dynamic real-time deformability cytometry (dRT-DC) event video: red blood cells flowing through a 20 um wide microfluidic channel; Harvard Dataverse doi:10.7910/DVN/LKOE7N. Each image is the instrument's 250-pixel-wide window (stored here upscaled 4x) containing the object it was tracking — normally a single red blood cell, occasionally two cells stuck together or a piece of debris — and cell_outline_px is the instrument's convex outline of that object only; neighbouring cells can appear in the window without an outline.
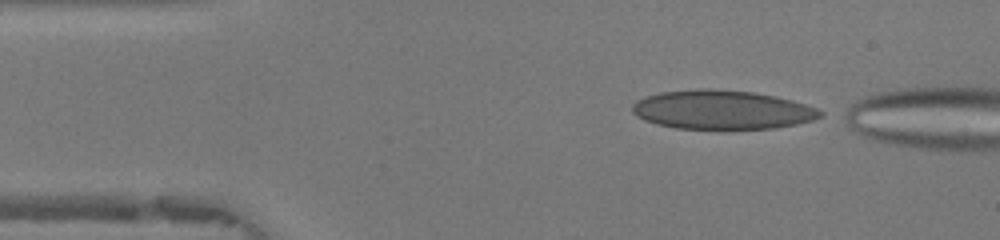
{"species": "human", "species_latin": "Homo sapiens", "temperature_condition": "warm", "stored_images_in_passage": 8, "camera_frame_rate_fps": 3000, "um_per_image_px": 0.085, "donor": {"sex": "female"}, "frame": {"image": 1, "passage_image": 1, "time_ms": 0.0, "image_size_px": [1000, 240], "cell_outline_px": [[824, 116], [812, 120], [796, 124], [772, 128], [676, 128], [656, 124], [644, 120], [632, 112], [632, 104], [636, 100], [648, 96], [664, 92], [704, 88], [712, 88], [752, 92], [792, 100], [816, 108], [824, 112]], "centroid_in_image_um": [61.37, 9.33], "position_along_channel_um": 23.6, "area_um2": 42.25}}